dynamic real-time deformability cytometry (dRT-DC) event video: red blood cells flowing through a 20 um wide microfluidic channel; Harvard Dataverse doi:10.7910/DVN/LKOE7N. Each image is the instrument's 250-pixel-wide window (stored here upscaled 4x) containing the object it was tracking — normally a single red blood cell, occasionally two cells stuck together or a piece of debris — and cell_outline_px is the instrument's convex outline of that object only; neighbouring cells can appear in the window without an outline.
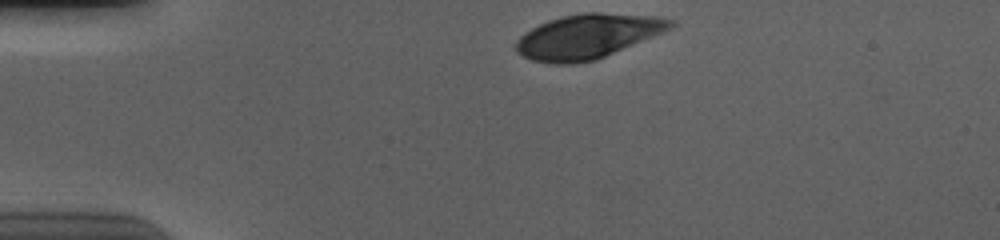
{"species": "human", "species_latin": "Homo sapiens", "temperature_condition": "cold", "stored_images_in_passage": 36, "camera_frame_rate_fps": 3000, "um_per_image_px": 0.085, "donor": {"sex": "male"}, "frame": {"image": 1, "passage_image": 1, "time_ms": 0.0, "image_size_px": [1000, 240], "cell_outline_px": [[676, 24], [672, 28], [596, 60], [572, 64], [556, 64], [532, 60], [516, 52], [516, 40], [524, 32], [548, 20], [560, 16], [584, 12], [600, 12], [656, 16], [676, 20]], "centroid_in_image_um": [49.96, 3.08], "position_along_channel_um": 35.0, "area_um2": 40.06}}
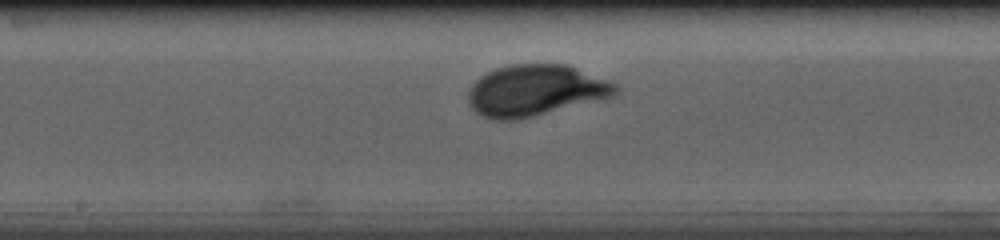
{"frame": {"image": 2, "passage_image": 19, "time_ms": 6.0, "image_size_px": [1000, 240], "cell_outline_px": [[620, 88], [616, 96], [532, 116], [512, 120], [492, 120], [476, 112], [472, 108], [468, 100], [468, 88], [480, 76], [496, 68], [512, 64], [564, 64], [608, 80], [616, 84]], "centroid_in_image_um": [45.5, 7.69], "position_along_channel_um": 202.7, "area_um2": 43.75}}
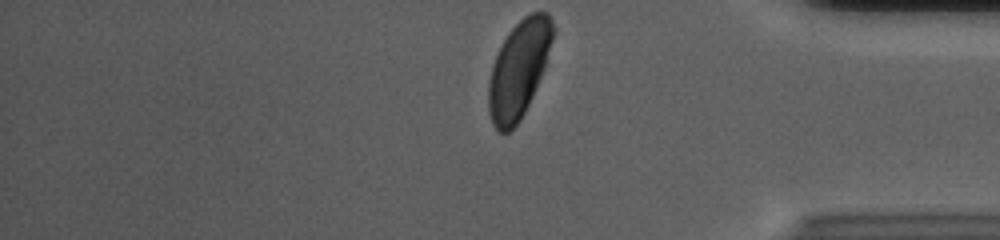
{"frame": {"image": 3, "passage_image": 36, "time_ms": 11.667, "image_size_px": [1000, 240], "cell_outline_px": [[556, 32], [544, 68], [532, 96], [524, 112], [516, 124], [508, 132], [500, 132], [492, 124], [488, 108], [488, 84], [492, 64], [508, 32], [524, 16], [532, 12], [548, 12], [556, 28]], "centroid_in_image_um": [44.11, 5.84], "position_along_channel_um": 391.1, "area_um2": 36.24}, "authors_computed_cell_mechanics": {"area_um2": 42.1651, "velocity_mm_per_s": 3.6524, "shape_relaxation_time_tau1_ms": 2.6505, "shape_relaxation_time_tau2_ms": null, "deformation_change_tau1": 0.1491, "deformation_change_tau2": null}}